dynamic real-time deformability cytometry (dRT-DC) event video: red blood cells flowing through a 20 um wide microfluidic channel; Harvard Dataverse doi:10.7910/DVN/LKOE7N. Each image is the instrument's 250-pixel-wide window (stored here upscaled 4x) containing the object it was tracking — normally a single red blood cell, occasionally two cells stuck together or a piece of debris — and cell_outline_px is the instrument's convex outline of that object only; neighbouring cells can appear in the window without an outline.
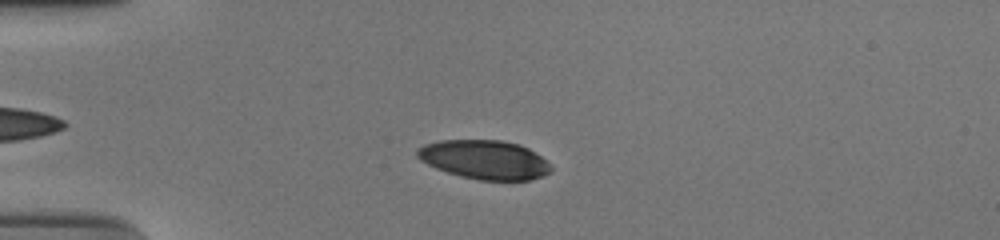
{"species": "human", "species_latin": "Homo sapiens", "temperature_condition": "cold", "stored_images_in_passage": 53, "camera_frame_rate_fps": 3000, "um_per_image_px": 0.085, "donor": {"sex": "male"}, "frame": {"image": 1, "passage_image": 12, "time_ms": 3.667, "image_size_px": [1000, 240], "cell_outline_px": [[552, 172], [528, 180], [480, 180], [460, 176], [436, 168], [420, 160], [416, 156], [416, 148], [424, 144], [440, 140], [500, 140], [520, 144], [528, 148], [540, 156], [552, 168]], "centroid_in_image_um": [41.15, 13.56], "position_along_channel_um": 43.9, "area_um2": 30.29}}
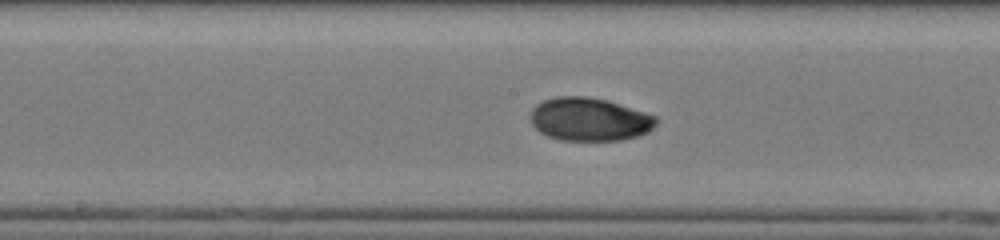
{"frame": {"image": 2, "passage_image": 27, "time_ms": 8.667, "image_size_px": [1000, 240], "cell_outline_px": [[656, 124], [648, 132], [636, 136], [620, 140], [560, 140], [548, 136], [540, 132], [532, 124], [528, 116], [532, 108], [536, 104], [544, 100], [556, 96], [588, 96], [604, 100], [644, 112], [656, 116]], "centroid_in_image_um": [50.04, 10.14], "position_along_channel_um": 198.2, "area_um2": 31.5}}
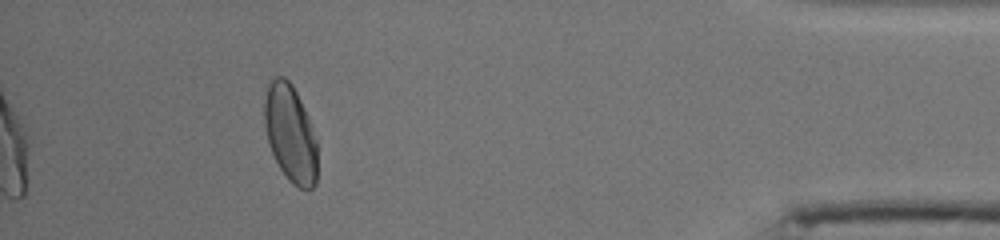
{"frame": {"image": 3, "passage_image": 48, "time_ms": 15.667, "image_size_px": [1000, 240], "cell_outline_px": [[316, 184], [312, 188], [300, 188], [292, 184], [288, 180], [280, 168], [268, 144], [264, 124], [264, 100], [268, 84], [276, 76], [284, 76], [292, 84], [308, 116], [316, 140]], "centroid_in_image_um": [24.66, 11.34], "position_along_channel_um": 410.5, "area_um2": 29.88}, "authors_computed_cell_mechanics": {"area_um2": 30.7496, "velocity_mm_per_s": 3.7269, "shape_relaxation_time_tau1_ms": 4.1683, "shape_relaxation_time_tau2_ms": 1.9781, "deformation_change_tau1": 0.1679, "deformation_change_tau2": 0.0241}}